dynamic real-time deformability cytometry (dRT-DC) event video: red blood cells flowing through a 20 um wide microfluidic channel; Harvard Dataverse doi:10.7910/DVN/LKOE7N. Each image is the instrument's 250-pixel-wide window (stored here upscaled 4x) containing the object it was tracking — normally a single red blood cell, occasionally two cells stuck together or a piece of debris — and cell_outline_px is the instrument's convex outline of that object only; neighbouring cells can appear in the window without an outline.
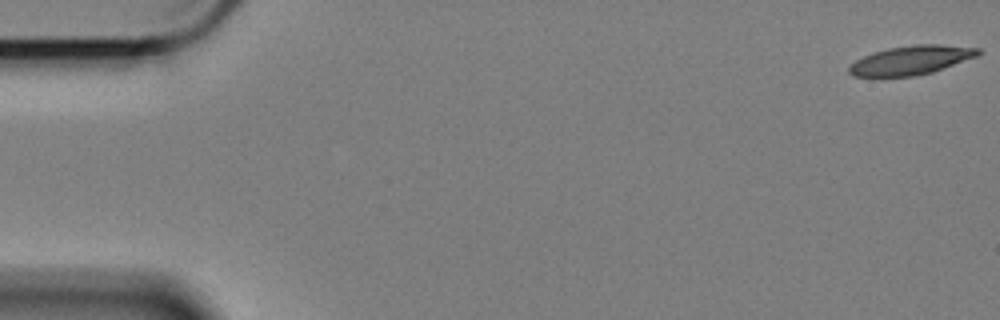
{"species": "Egyptian fruit bat (a non-hibernating species)", "species_latin": "Rousettus aegyptiacus", "temperature_condition": "cold", "stored_images_in_passage": 11, "camera_frame_rate_fps": 3000, "um_per_image_px": 0.085, "animal": {"sex": "female"}, "frame": {"image": 1, "passage_image": 1, "time_ms": 0.0, "image_size_px": [1000, 320], "cell_outline_px": [[980, 52], [976, 56], [932, 72], [916, 76], [852, 76], [848, 72], [848, 68], [856, 60], [864, 56], [888, 48], [916, 44], [940, 44], [980, 48]], "centroid_in_image_um": [77.44, 5.11], "position_along_channel_um": 7.6, "area_um2": 21.44}}